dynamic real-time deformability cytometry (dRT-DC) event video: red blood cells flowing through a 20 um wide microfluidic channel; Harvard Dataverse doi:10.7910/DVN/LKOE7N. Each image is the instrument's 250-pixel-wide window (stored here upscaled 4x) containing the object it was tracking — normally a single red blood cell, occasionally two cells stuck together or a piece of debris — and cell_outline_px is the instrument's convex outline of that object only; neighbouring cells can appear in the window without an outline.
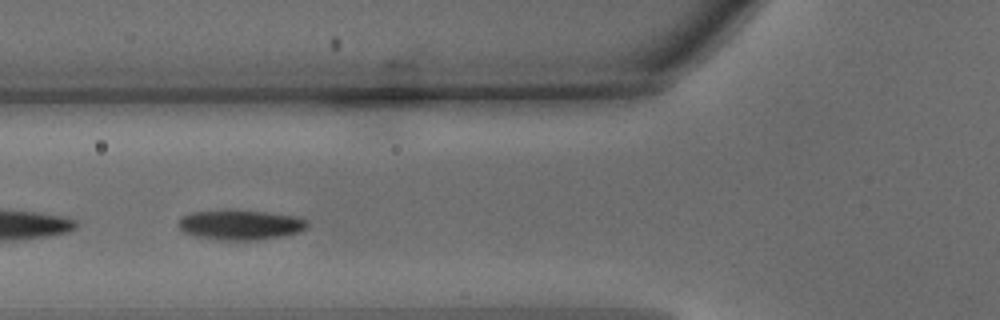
{"species": "common noctule bat (a hibernating species)", "species_latin": "Nyctalus noctula", "temperature_condition": "warm", "stored_images_in_passage": 13, "camera_frame_rate_fps": 3000, "um_per_image_px": 0.085, "animal": {"sex": "male", "body_mass_g": 15.6}, "frame": {"image": 1, "passage_image": 11, "time_ms": 3.333, "image_size_px": [1000, 320], "cell_outline_px": [[308, 224], [304, 228], [296, 232], [280, 236], [256, 240], [216, 240], [192, 236], [184, 232], [176, 224], [184, 216], [192, 212], [264, 212], [292, 216], [304, 220]], "centroid_in_image_um": [20.35, 19.15], "position_along_channel_um": 105.4, "area_um2": 21.5}}